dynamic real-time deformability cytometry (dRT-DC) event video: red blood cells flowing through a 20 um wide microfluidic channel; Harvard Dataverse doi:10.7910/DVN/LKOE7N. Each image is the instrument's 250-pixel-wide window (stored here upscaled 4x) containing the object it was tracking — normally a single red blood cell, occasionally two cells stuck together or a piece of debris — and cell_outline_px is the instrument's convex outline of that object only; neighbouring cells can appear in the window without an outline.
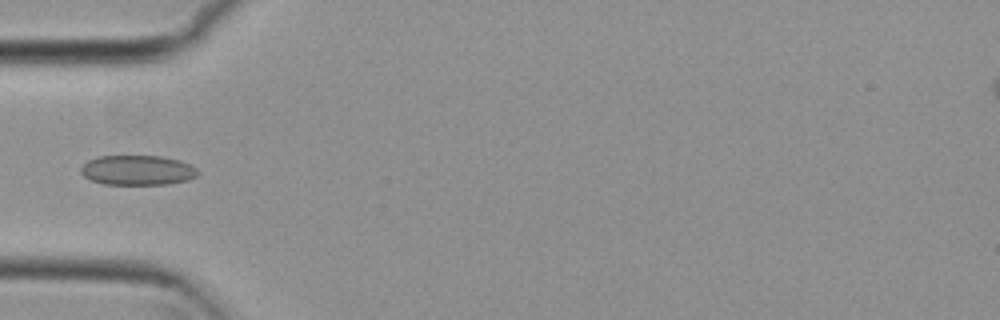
{"species": "common noctule bat (a hibernating species)", "species_latin": "Nyctalus noctula", "temperature_condition": "cold", "stored_images_in_passage": 38, "camera_frame_rate_fps": 3000, "um_per_image_px": 0.085, "animal": {"sex": "female", "body_mass_g": 29.2, "forearm_length_mm": 56.3}, "frame": {"image": 1, "passage_image": 1, "time_ms": 0.0, "image_size_px": [1000, 320], "cell_outline_px": [[200, 172], [196, 176], [188, 180], [168, 184], [104, 184], [92, 180], [84, 176], [80, 172], [80, 168], [88, 160], [96, 156], [160, 156], [180, 160], [196, 168]], "centroid_in_image_um": [11.69, 14.46], "position_along_channel_um": 73.3, "area_um2": 20.35}}
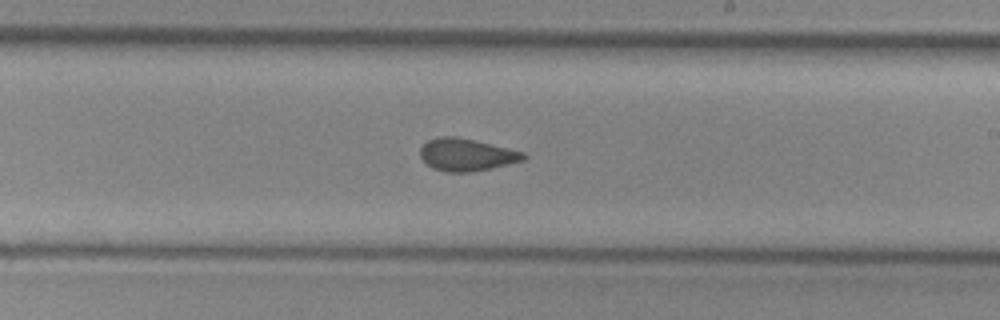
{"frame": {"image": 2, "passage_image": 15, "time_ms": 4.667, "image_size_px": [1000, 320], "cell_outline_px": [[528, 156], [524, 160], [492, 168], [472, 172], [444, 172], [432, 168], [420, 156], [420, 148], [428, 140], [440, 136], [456, 136], [524, 152]], "centroid_in_image_um": [39.65, 13.16], "position_along_channel_um": 249.4, "area_um2": 19.42}}
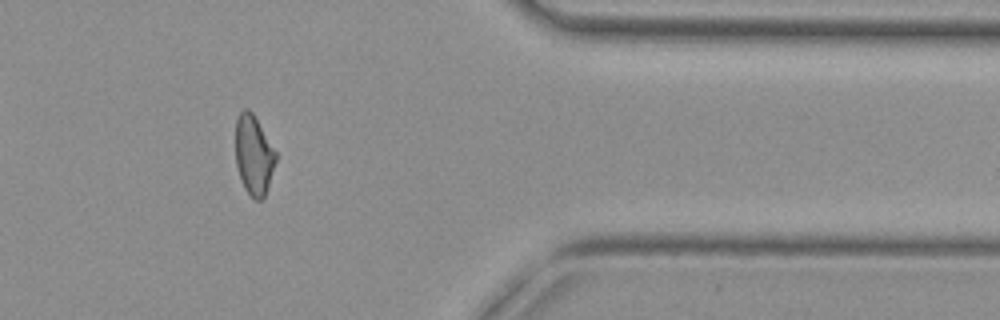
{"frame": {"image": 3, "passage_image": 28, "time_ms": 9.0, "image_size_px": [1000, 320], "cell_outline_px": [[276, 160], [264, 200], [256, 200], [244, 188], [236, 164], [236, 120], [240, 112], [244, 108], [248, 108], [252, 112], [276, 152]], "centroid_in_image_um": [21.57, 13.18], "position_along_channel_um": 389.8, "area_um2": 18.44}}